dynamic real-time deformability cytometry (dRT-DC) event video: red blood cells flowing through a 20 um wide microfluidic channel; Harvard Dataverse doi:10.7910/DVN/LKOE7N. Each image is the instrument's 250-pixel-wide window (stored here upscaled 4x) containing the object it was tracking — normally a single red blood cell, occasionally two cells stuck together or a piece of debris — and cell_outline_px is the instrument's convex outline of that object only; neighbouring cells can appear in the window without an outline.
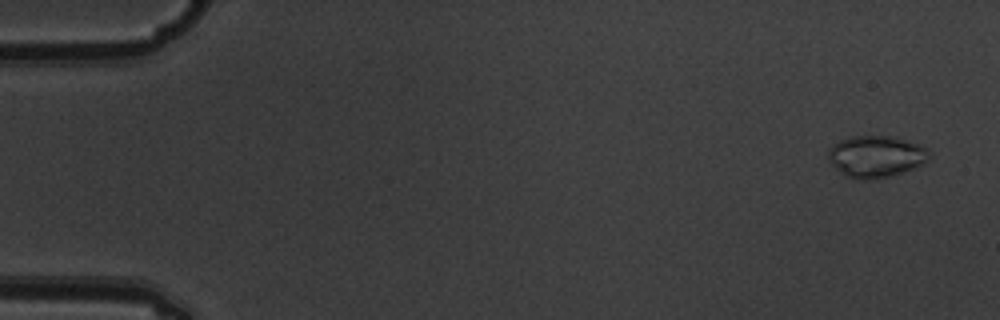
{"species": "common noctule bat (a hibernating species)", "species_latin": "Nyctalus noctula", "temperature_condition": "warm", "stored_images_in_passage": 5, "camera_frame_rate_fps": 3000, "um_per_image_px": 0.085, "animal": {"sex": "male", "body_mass_g": 19.5, "forearm_length_mm": 54.6}, "frame": {"image": 1, "passage_image": 1, "time_ms": 0.0, "image_size_px": [1000, 320], "cell_outline_px": [[932, 156], [928, 160], [912, 168], [876, 180], [864, 180], [848, 176], [840, 172], [828, 160], [828, 148], [840, 140], [852, 136], [892, 136], [920, 144], [928, 148]], "centroid_in_image_um": [74.46, 13.28], "position_along_channel_um": 10.5, "area_um2": 24.51}}
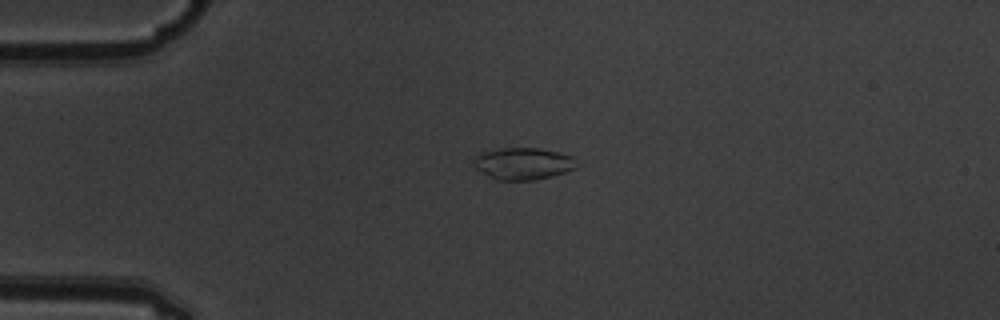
{"frame": {"image": 2, "passage_image": 4, "time_ms": 1.0, "image_size_px": [1000, 320], "cell_outline_px": [[576, 168], [552, 176], [536, 180], [496, 180], [476, 168], [472, 160], [476, 156], [484, 152], [504, 148], [540, 148], [572, 156]], "centroid_in_image_um": [44.45, 13.91], "position_along_channel_um": 40.5, "area_um2": 18.84}}